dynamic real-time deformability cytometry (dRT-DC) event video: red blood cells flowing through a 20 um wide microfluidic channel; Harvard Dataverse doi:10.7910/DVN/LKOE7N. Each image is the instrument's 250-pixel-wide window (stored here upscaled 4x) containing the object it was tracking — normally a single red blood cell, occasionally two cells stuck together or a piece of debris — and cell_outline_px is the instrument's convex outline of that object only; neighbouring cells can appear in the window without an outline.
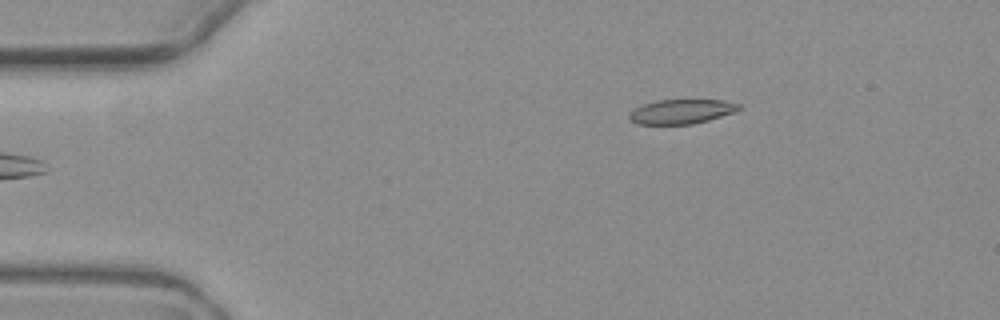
{"species": "common noctule bat (a hibernating species)", "species_latin": "Nyctalus noctula", "temperature_condition": "warm", "stored_images_in_passage": 5, "camera_frame_rate_fps": 3000, "um_per_image_px": 0.085, "animal": {"sex": "female", "body_mass_g": 19.3, "forearm_length_mm": 54.1}, "frame": {"image": 1, "passage_image": 5, "time_ms": 5.0, "image_size_px": [1000, 320], "cell_outline_px": [[740, 108], [732, 112], [708, 120], [692, 124], [636, 124], [628, 116], [636, 108], [644, 104], [656, 100], [724, 100], [740, 104]], "centroid_in_image_um": [57.91, 9.48], "position_along_channel_um": 27.1, "area_um2": 15.32}}